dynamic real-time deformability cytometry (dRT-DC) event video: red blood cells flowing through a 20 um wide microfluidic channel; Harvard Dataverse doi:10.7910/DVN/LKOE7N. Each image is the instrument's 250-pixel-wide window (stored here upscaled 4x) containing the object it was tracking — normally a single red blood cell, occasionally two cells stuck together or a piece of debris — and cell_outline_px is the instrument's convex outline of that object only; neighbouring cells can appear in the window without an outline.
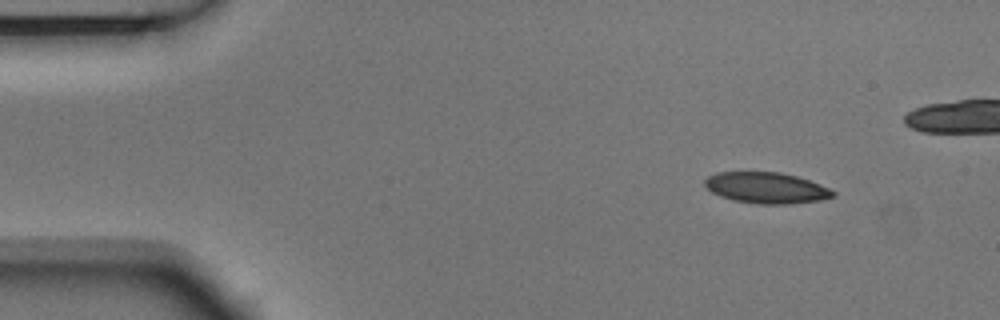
{"species": "Egyptian fruit bat (a non-hibernating species)", "species_latin": "Rousettus aegyptiacus", "temperature_condition": "room temperature", "stored_images_in_passage": 9, "camera_frame_rate_fps": 3000, "um_per_image_px": 0.085, "animal": {"sex": "male"}, "frame": {"image": 1, "passage_image": 1, "time_ms": 0.0, "image_size_px": [1000, 320], "cell_outline_px": [[836, 196], [820, 200], [788, 204], [760, 204], [736, 200], [720, 196], [712, 192], [704, 184], [704, 180], [708, 176], [716, 172], [780, 172], [796, 176], [820, 184], [836, 192]], "centroid_in_image_um": [65.15, 15.96], "position_along_channel_um": 19.9, "area_um2": 23.06}}
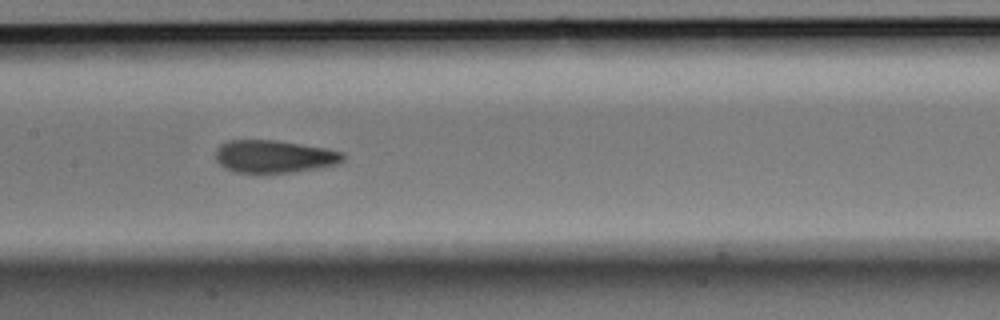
{"frame": {"image": 2, "passage_image": 7, "time_ms": 2.0, "image_size_px": [1000, 320], "cell_outline_px": [[344, 160], [336, 164], [316, 168], [292, 172], [260, 176], [232, 172], [224, 168], [216, 160], [216, 148], [220, 144], [228, 140], [276, 140], [324, 148], [344, 152]], "centroid_in_image_um": [23.23, 13.34], "position_along_channel_um": 184.2, "area_um2": 24.97}}
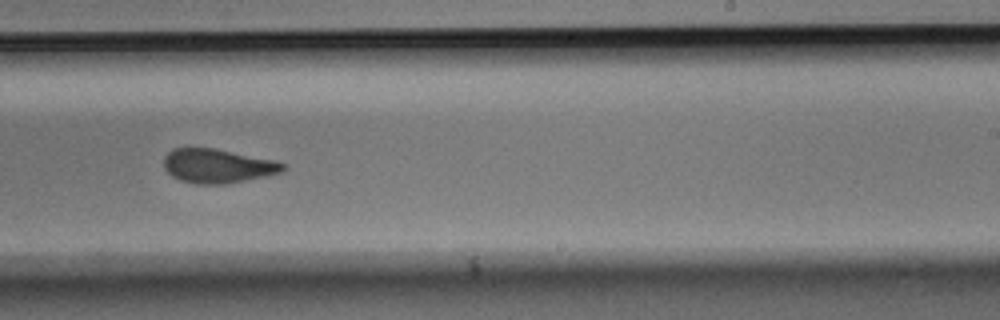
{"frame": {"image": 3, "passage_image": 9, "time_ms": 2.667, "image_size_px": [1000, 320], "cell_outline_px": [[284, 172], [268, 176], [228, 184], [196, 184], [180, 180], [172, 176], [164, 168], [164, 156], [172, 148], [212, 148], [276, 160], [284, 164]], "centroid_in_image_um": [18.51, 14.11], "position_along_channel_um": 270.5, "area_um2": 23.81}}